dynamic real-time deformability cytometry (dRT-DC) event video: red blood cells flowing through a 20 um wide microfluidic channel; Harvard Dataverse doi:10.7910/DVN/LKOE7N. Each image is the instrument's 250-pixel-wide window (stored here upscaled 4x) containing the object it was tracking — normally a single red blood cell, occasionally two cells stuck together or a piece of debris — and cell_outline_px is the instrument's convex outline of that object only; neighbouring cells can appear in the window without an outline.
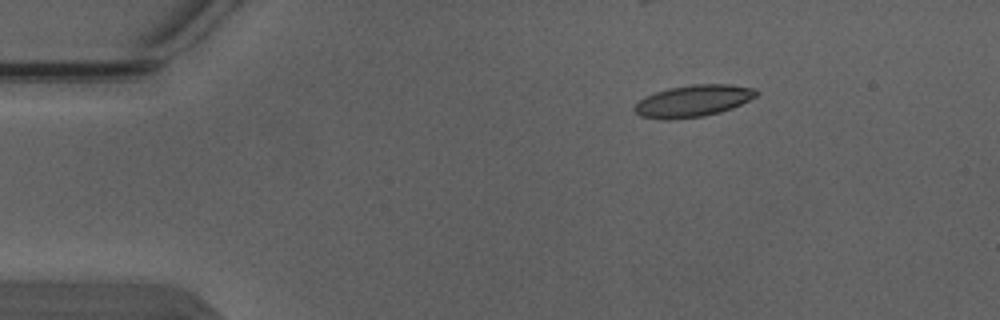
{"species": "Egyptian fruit bat (a non-hibernating species)", "species_latin": "Rousettus aegyptiacus", "temperature_condition": "warm", "stored_images_in_passage": 2, "camera_frame_rate_fps": 3000, "um_per_image_px": 0.085, "animal": {"sex": "male"}, "frame": {"image": 1, "passage_image": 1, "time_ms": 0.0, "image_size_px": [1000, 320], "cell_outline_px": [[756, 96], [732, 108], [720, 112], [704, 116], [668, 120], [664, 120], [640, 116], [632, 108], [644, 96], [668, 88], [692, 84], [728, 84], [756, 88]], "centroid_in_image_um": [58.88, 8.58], "position_along_channel_um": 26.1, "area_um2": 22.54}}